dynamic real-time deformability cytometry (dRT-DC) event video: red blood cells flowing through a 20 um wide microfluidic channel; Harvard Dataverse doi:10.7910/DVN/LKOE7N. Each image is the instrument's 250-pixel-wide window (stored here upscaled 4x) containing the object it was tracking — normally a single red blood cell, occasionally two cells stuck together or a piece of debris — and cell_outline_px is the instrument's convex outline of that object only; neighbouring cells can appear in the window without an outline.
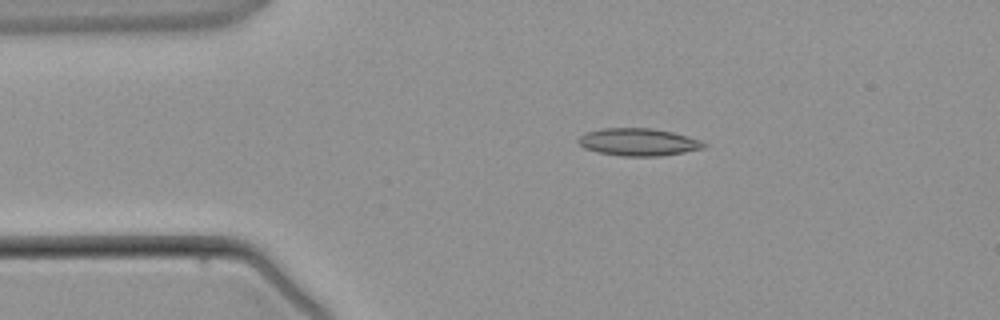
{"species": "common noctule bat (a hibernating species)", "species_latin": "Nyctalus noctula", "temperature_condition": "warm", "stored_images_in_passage": 4, "camera_frame_rate_fps": 3000, "um_per_image_px": 0.085, "animal": {"sex": "male", "body_mass_g": 21.5, "forearm_length_mm": 52.0}, "frame": {"image": 1, "passage_image": 3, "time_ms": 2.333, "image_size_px": [1000, 320], "cell_outline_px": [[708, 144], [704, 148], [684, 152], [660, 156], [620, 156], [596, 152], [584, 148], [576, 140], [580, 136], [588, 132], [600, 128], [652, 128], [672, 132], [688, 136], [700, 140]], "centroid_in_image_um": [54.26, 12.08], "position_along_channel_um": 30.7, "area_um2": 20.17}}